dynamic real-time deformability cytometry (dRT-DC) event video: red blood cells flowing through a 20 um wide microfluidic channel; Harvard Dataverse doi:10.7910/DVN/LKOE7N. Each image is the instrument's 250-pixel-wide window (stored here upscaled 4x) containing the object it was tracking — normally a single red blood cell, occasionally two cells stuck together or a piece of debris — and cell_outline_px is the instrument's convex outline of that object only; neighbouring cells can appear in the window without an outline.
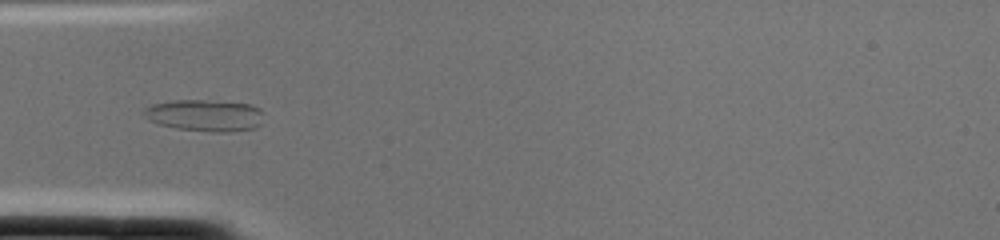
{"species": "common noctule bat (a hibernating species)", "species_latin": "Nyctalus noctula", "temperature_condition": "cold", "stored_images_in_passage": 2, "camera_frame_rate_fps": 3000, "um_per_image_px": 0.085, "animal": {"sex": "female", "body_mass_g": 22.0, "forearm_length_mm": 56.7}, "frame": {"image": 1, "passage_image": 2, "time_ms": 0.333, "image_size_px": [1000, 240], "cell_outline_px": [[260, 124], [256, 128], [232, 132], [212, 132], [176, 128], [156, 124], [148, 120], [144, 112], [144, 108], [152, 104], [176, 100], [204, 100], [252, 104], [260, 108]], "centroid_in_image_um": [17.4, 9.81], "position_along_channel_um": 67.6, "area_um2": 22.14}}